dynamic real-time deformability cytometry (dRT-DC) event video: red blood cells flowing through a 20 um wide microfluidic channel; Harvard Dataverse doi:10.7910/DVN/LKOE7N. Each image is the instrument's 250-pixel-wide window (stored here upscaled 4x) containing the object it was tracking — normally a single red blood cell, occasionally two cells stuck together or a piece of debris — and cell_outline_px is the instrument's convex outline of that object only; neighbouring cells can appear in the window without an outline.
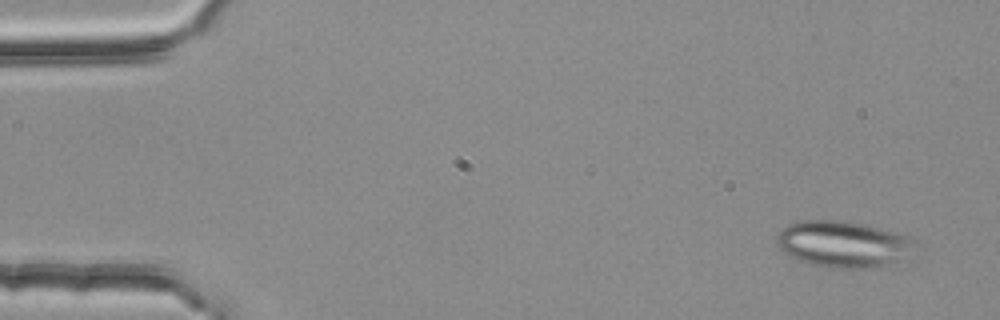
{"species": "common noctule bat (a hibernating species)", "species_latin": "Nyctalus noctula", "temperature_condition": "room temperature", "stored_images_in_passage": 4, "camera_frame_rate_fps": 3000, "um_per_image_px": 0.085, "animal": {"sex": "female", "body_mass_g": 25.1}, "frame": {"image": 1, "passage_image": 1, "time_ms": 0.0, "image_size_px": [1000, 320], "cell_outline_px": [[916, 240], [884, 264], [868, 268], [836, 268], [812, 264], [788, 256], [776, 244], [776, 236], [788, 224], [800, 220], [844, 220], [864, 224], [896, 232], [908, 236]], "centroid_in_image_um": [71.46, 20.7], "position_along_channel_um": 13.5, "area_um2": 35.89}}